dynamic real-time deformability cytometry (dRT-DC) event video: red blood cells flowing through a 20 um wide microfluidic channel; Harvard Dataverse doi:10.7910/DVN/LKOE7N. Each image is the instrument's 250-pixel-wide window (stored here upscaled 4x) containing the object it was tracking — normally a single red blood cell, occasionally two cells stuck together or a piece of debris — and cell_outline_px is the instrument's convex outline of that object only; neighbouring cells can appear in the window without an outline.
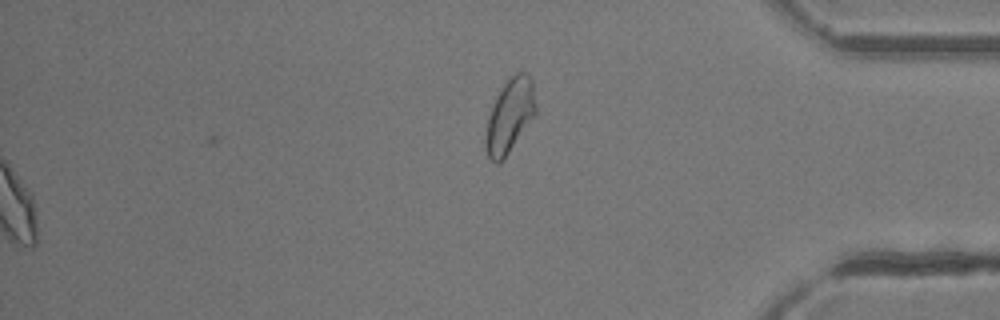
{"species": "common noctule bat (a hibernating species)", "species_latin": "Nyctalus noctula", "temperature_condition": "room temperature", "stored_images_in_passage": 45, "segment_of_instrument_passage": [2, 2], "camera_frame_rate_fps": 3000, "um_per_image_px": 0.085, "animal": {"sex": "female"}, "frame": {"image": 1, "passage_image": 45, "time_ms": 14.667, "image_size_px": [1000, 320], "cell_outline_px": [[536, 112], [500, 164], [496, 164], [488, 156], [484, 144], [484, 140], [488, 116], [492, 104], [500, 88], [516, 72], [524, 72], [532, 80], [536, 108]], "centroid_in_image_um": [43.29, 9.85], "position_along_channel_um": 391.9, "area_um2": 21.27}}